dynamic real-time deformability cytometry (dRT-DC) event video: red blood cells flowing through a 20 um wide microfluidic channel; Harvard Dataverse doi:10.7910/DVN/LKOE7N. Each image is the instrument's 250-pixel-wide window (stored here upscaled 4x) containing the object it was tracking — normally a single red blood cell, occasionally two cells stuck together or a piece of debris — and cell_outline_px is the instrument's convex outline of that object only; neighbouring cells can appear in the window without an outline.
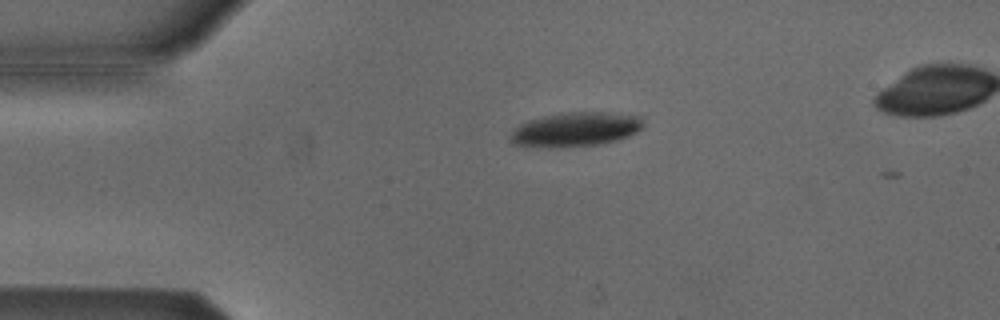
{"species": "Egyptian fruit bat (a non-hibernating species)", "species_latin": "Rousettus aegyptiacus", "temperature_condition": "cold", "stored_images_in_passage": 17, "camera_frame_rate_fps": 3000, "um_per_image_px": 0.085, "animal": {"sex": "male"}, "frame": {"image": 1, "passage_image": 12, "time_ms": 3.667, "image_size_px": [1000, 320], "cell_outline_px": [[644, 124], [636, 132], [628, 136], [616, 140], [600, 144], [512, 144], [508, 140], [508, 136], [520, 124], [528, 120], [560, 112], [620, 112], [640, 116]], "centroid_in_image_um": [48.99, 10.92], "position_along_channel_um": 36.0, "area_um2": 25.55}}